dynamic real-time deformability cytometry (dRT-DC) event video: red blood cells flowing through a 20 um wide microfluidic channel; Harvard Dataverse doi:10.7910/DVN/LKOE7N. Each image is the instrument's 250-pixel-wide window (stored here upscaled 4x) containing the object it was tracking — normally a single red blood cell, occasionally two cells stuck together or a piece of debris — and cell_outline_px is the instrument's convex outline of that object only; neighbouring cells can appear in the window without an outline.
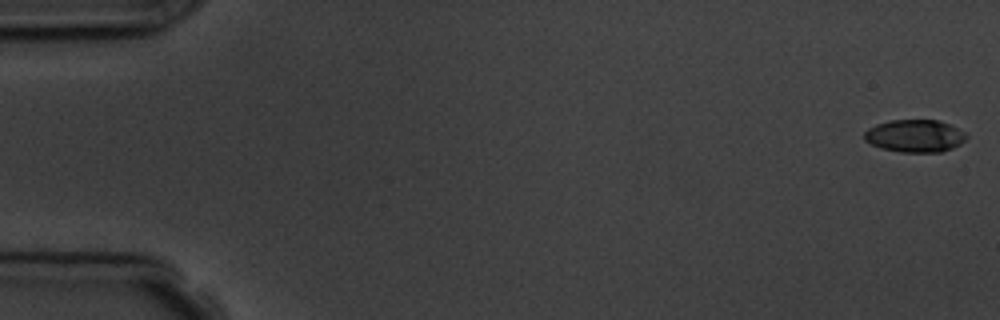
{"species": "common noctule bat (a hibernating species)", "species_latin": "Nyctalus noctula", "temperature_condition": "room temperature", "stored_images_in_passage": 6, "camera_frame_rate_fps": 3000, "um_per_image_px": 0.085, "animal": {"sex": "male", "body_mass_g": 19.5, "forearm_length_mm": 54.6}, "frame": {"image": 1, "passage_image": 1, "time_ms": 0.0, "image_size_px": [1000, 320], "cell_outline_px": [[968, 136], [960, 144], [952, 148], [940, 152], [900, 152], [880, 148], [864, 140], [864, 132], [868, 128], [876, 124], [892, 120], [936, 120], [948, 124], [968, 132]], "centroid_in_image_um": [77.77, 11.55], "position_along_channel_um": 7.2, "area_um2": 19.42}}
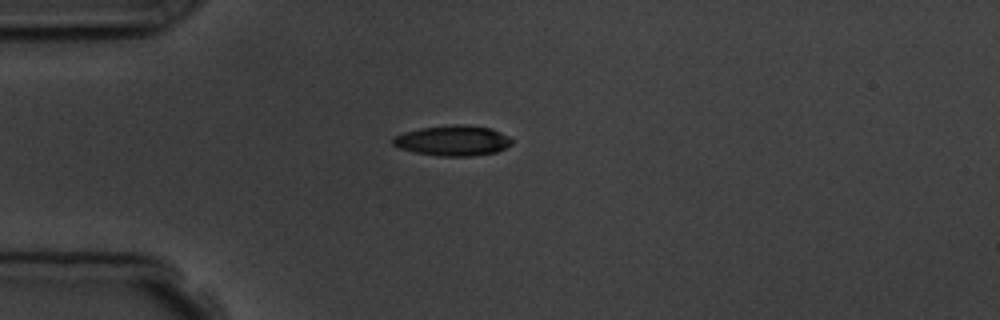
{"frame": {"image": 2, "passage_image": 5, "time_ms": 4.667, "image_size_px": [1000, 320], "cell_outline_px": [[512, 144], [496, 152], [472, 156], [440, 156], [416, 152], [400, 148], [392, 144], [392, 140], [396, 136], [404, 132], [420, 128], [452, 124], [460, 124], [488, 128], [508, 136], [512, 140]], "centroid_in_image_um": [38.48, 11.95], "position_along_channel_um": 46.5, "area_um2": 20.75}}